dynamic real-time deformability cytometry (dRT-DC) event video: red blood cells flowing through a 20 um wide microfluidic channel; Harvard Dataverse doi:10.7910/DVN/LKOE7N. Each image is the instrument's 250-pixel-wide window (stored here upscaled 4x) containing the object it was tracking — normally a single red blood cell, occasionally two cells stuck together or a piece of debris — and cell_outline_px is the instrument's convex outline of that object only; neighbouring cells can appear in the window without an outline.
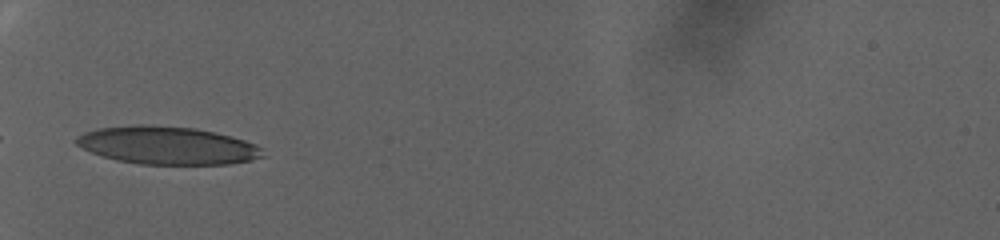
{"species": "human", "species_latin": "Homo sapiens", "temperature_condition": "warm", "stored_images_in_passage": 53, "camera_frame_rate_fps": 3000, "um_per_image_px": 0.085, "donor": {"sex": "female"}, "frame": {"image": 1, "passage_image": 1, "time_ms": 0.0, "image_size_px": [1000, 240], "cell_outline_px": [[264, 156], [252, 160], [228, 164], [140, 164], [116, 160], [100, 156], [76, 144], [72, 140], [76, 136], [84, 132], [100, 128], [140, 124], [196, 128], [216, 132], [244, 140], [256, 144], [260, 148]], "centroid_in_image_um": [14.19, 12.36], "position_along_channel_um": 70.8, "area_um2": 41.15}}
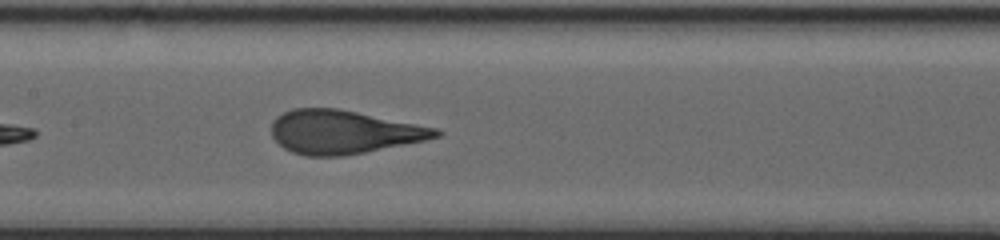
{"frame": {"image": 2, "passage_image": 16, "time_ms": 5.0, "image_size_px": [1000, 240], "cell_outline_px": [[444, 132], [440, 136], [424, 140], [344, 156], [304, 156], [292, 152], [284, 148], [272, 136], [272, 124], [276, 116], [292, 108], [340, 108], [436, 128]], "centroid_in_image_um": [29.17, 11.21], "position_along_channel_um": 178.2, "area_um2": 41.56}}
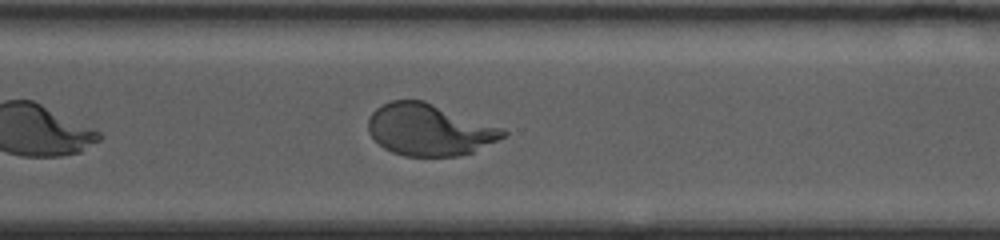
{"frame": {"image": 3, "passage_image": 36, "time_ms": 11.667, "image_size_px": [1000, 240], "cell_outline_px": [[508, 136], [472, 152], [460, 156], [404, 156], [392, 152], [384, 148], [368, 132], [368, 120], [372, 112], [376, 108], [392, 100], [424, 100], [504, 128], [508, 132]], "centroid_in_image_um": [36.52, 11.03], "position_along_channel_um": 334.1, "area_um2": 40.81}, "authors_computed_cell_mechanics": {"area_um2": 41.3848, "velocity_mm_per_s": 2.3443, "shape_relaxation_time_tau1_ms": 7.8885, "shape_relaxation_time_tau2_ms": null, "deformation_change_tau1": 0.2796, "deformation_change_tau2": null}}